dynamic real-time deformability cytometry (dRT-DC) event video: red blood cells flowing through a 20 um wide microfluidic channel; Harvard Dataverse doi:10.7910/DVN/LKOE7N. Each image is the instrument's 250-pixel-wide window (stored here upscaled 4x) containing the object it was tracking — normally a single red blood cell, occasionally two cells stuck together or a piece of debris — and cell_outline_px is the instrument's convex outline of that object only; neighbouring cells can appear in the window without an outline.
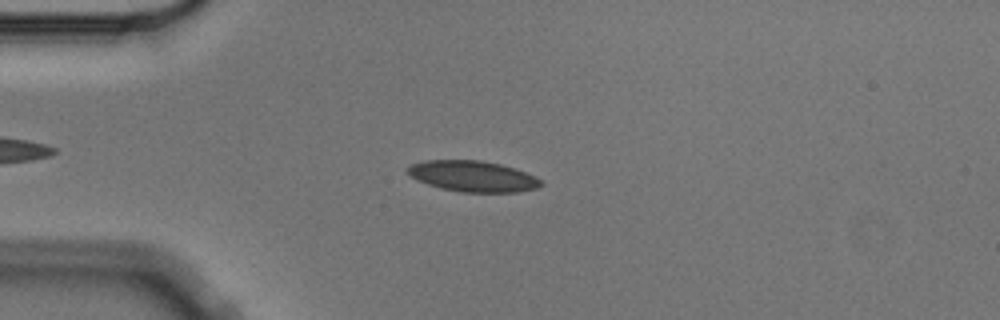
{"species": "Egyptian fruit bat (a non-hibernating species)", "species_latin": "Rousettus aegyptiacus", "temperature_condition": "cold", "stored_images_in_passage": 6, "camera_frame_rate_fps": 3000, "um_per_image_px": 0.085, "animal": {"sex": "male"}, "frame": {"image": 1, "passage_image": 3, "time_ms": 0.667, "image_size_px": [1000, 320], "cell_outline_px": [[544, 184], [536, 188], [516, 192], [460, 192], [440, 188], [416, 180], [408, 172], [408, 168], [412, 164], [424, 160], [480, 160], [500, 164], [536, 176]], "centroid_in_image_um": [40.19, 14.98], "position_along_channel_um": 44.8, "area_um2": 23.81}}
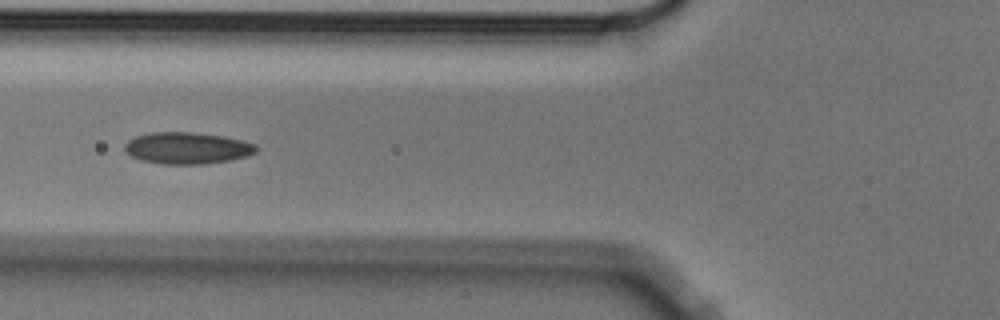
{"frame": {"image": 2, "passage_image": 5, "time_ms": 1.333, "image_size_px": [1000, 320], "cell_outline_px": [[260, 148], [256, 152], [248, 156], [228, 160], [204, 164], [160, 164], [140, 160], [124, 152], [124, 144], [128, 140], [136, 136], [152, 132], [192, 132], [224, 136], [244, 140], [256, 144]], "centroid_in_image_um": [15.92, 12.58], "position_along_channel_um": 109.9, "area_um2": 24.57}}
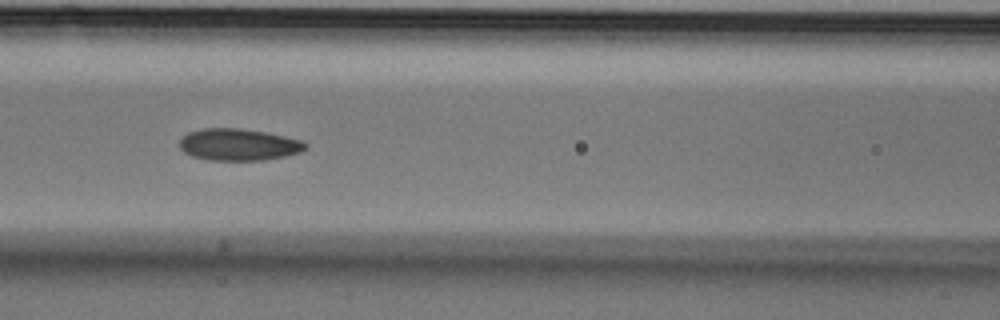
{"frame": {"image": 3, "passage_image": 6, "time_ms": 1.667, "image_size_px": [1000, 320], "cell_outline_px": [[308, 148], [300, 152], [284, 156], [264, 160], [208, 160], [192, 156], [184, 152], [180, 148], [180, 140], [188, 132], [200, 128], [240, 128], [264, 132], [284, 136], [300, 140], [308, 144]], "centroid_in_image_um": [20.27, 12.29], "position_along_channel_um": 146.3, "area_um2": 23.35}}